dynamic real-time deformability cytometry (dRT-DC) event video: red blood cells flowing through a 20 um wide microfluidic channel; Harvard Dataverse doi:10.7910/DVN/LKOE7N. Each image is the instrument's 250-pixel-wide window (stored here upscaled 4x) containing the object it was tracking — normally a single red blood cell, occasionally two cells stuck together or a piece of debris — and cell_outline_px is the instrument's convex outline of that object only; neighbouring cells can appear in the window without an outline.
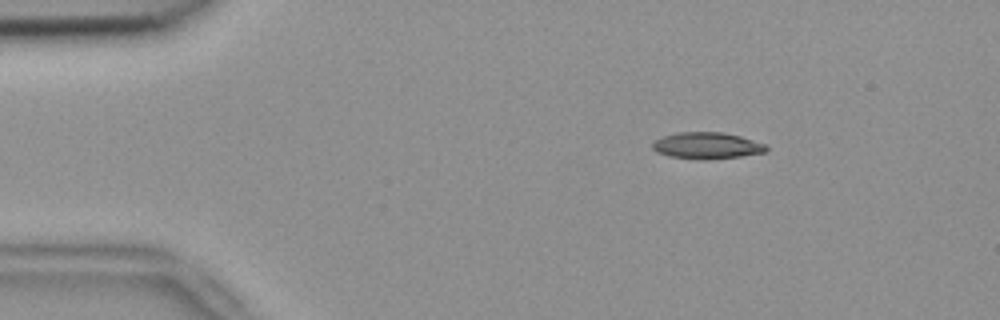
{"species": "common noctule bat (a hibernating species)", "species_latin": "Nyctalus noctula", "temperature_condition": "room temperature", "stored_images_in_passage": 46, "camera_frame_rate_fps": 3000, "um_per_image_px": 0.085, "animal": {"sex": "female", "body_mass_g": 18.4}, "frame": {"image": 1, "passage_image": 1, "time_ms": 0.0, "image_size_px": [1000, 320], "cell_outline_px": [[768, 148], [764, 152], [740, 156], [708, 160], [700, 160], [668, 156], [656, 152], [652, 148], [652, 144], [656, 140], [664, 136], [676, 132], [720, 132], [740, 136], [764, 144]], "centroid_in_image_um": [60.04, 12.38], "position_along_channel_um": 25.0, "area_um2": 17.51}}
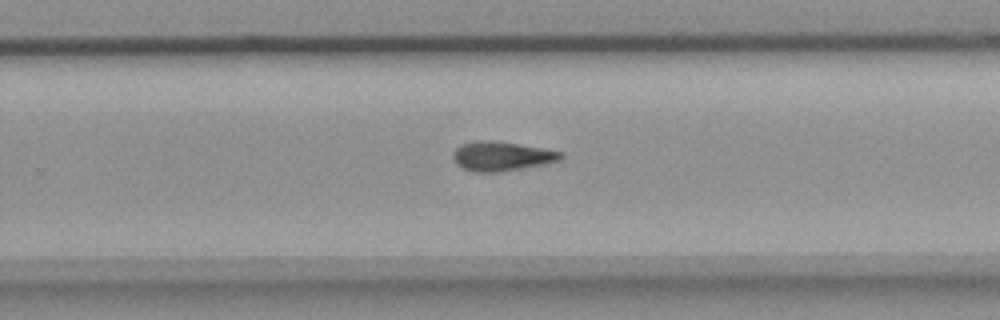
{"frame": {"image": 2, "passage_image": 27, "time_ms": 8.667, "image_size_px": [1000, 320], "cell_outline_px": [[564, 160], [544, 164], [492, 172], [476, 172], [464, 168], [452, 156], [452, 152], [460, 144], [516, 144], [564, 152]], "centroid_in_image_um": [42.74, 13.32], "position_along_channel_um": 287.1, "area_um2": 17.05}}
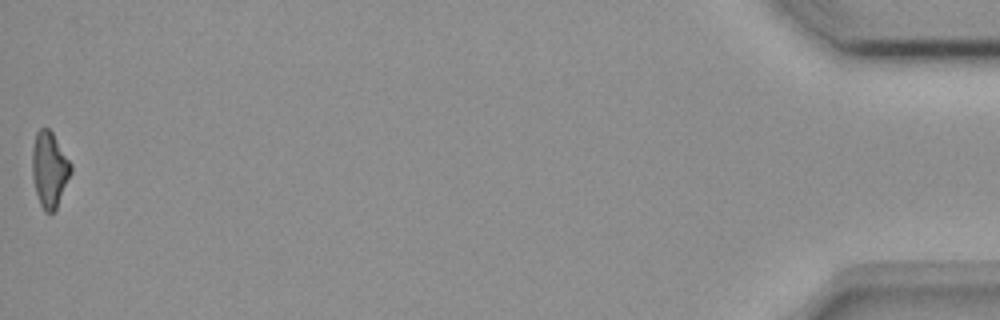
{"frame": {"image": 3, "passage_image": 46, "time_ms": 15.0, "image_size_px": [1000, 320], "cell_outline_px": [[72, 172], [56, 208], [52, 212], [44, 212], [40, 204], [36, 192], [32, 176], [32, 148], [36, 132], [40, 128], [48, 128], [52, 132], [72, 164]], "centroid_in_image_um": [4.2, 14.39], "position_along_channel_um": 431.0, "area_um2": 16.99}}